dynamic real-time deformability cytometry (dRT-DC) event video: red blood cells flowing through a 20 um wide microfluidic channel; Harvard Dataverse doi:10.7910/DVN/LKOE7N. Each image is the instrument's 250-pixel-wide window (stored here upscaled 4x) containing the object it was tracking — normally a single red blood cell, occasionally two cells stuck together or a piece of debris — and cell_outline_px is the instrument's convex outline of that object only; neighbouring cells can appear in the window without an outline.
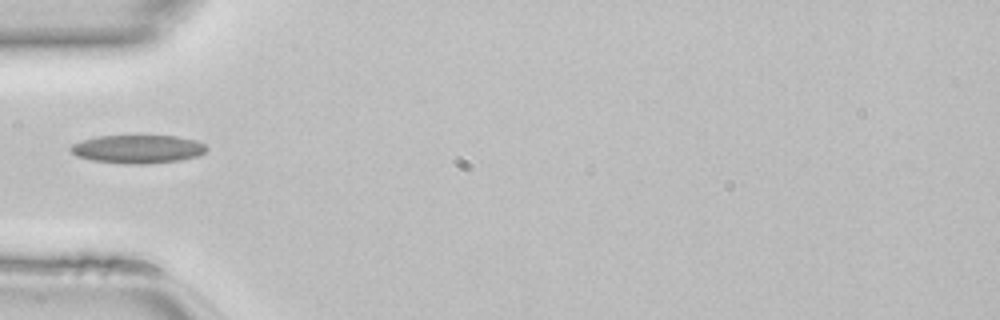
{"species": "common noctule bat (a hibernating species)", "species_latin": "Nyctalus noctula", "temperature_condition": "room temperature", "stored_images_in_passage": 33, "camera_frame_rate_fps": 3000, "um_per_image_px": 0.085, "animal": {"sex": "female", "body_mass_g": 22.7, "forearm_length_mm": 54.2}, "frame": {"image": 1, "passage_image": 1, "time_ms": 0.0, "image_size_px": [1000, 320], "cell_outline_px": [[208, 148], [204, 152], [196, 156], [180, 160], [148, 164], [124, 164], [92, 160], [76, 156], [68, 148], [72, 144], [84, 140], [100, 136], [176, 136], [196, 140], [204, 144]], "centroid_in_image_um": [11.71, 12.68], "position_along_channel_um": 73.3, "area_um2": 22.37}}
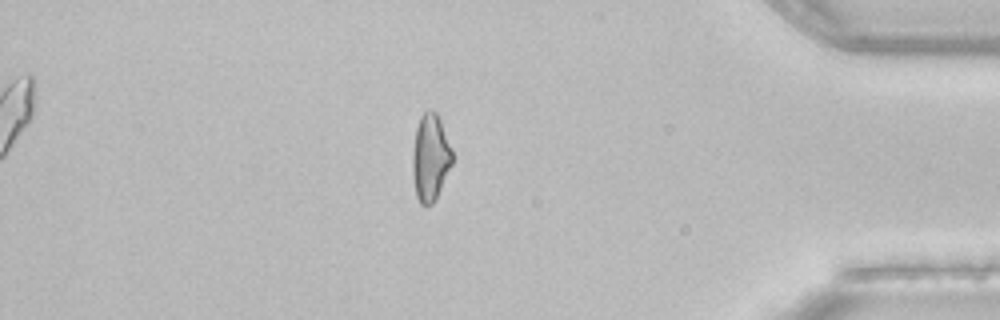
{"frame": {"image": 2, "passage_image": 26, "time_ms": 8.333, "image_size_px": [1000, 320], "cell_outline_px": [[452, 164], [432, 204], [420, 204], [416, 196], [412, 172], [412, 152], [416, 128], [420, 116], [428, 108], [436, 112], [440, 120], [452, 148]], "centroid_in_image_um": [36.56, 13.35], "position_along_channel_um": 398.6, "area_um2": 20.0}}
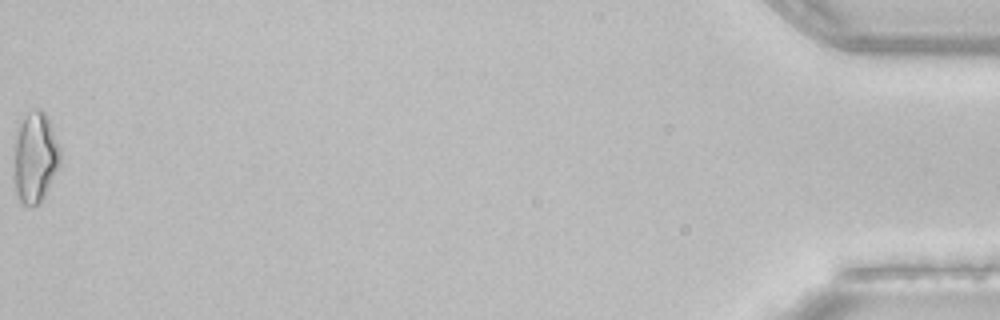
{"frame": {"image": 3, "passage_image": 33, "time_ms": 10.667, "image_size_px": [1000, 320], "cell_outline_px": [[60, 164], [44, 196], [32, 208], [24, 204], [20, 200], [16, 192], [12, 176], [16, 136], [20, 124], [24, 116], [28, 112], [36, 108], [40, 108], [44, 112], [48, 120], [60, 148]], "centroid_in_image_um": [2.96, 13.4], "position_along_channel_um": 432.2, "area_um2": 24.39}}